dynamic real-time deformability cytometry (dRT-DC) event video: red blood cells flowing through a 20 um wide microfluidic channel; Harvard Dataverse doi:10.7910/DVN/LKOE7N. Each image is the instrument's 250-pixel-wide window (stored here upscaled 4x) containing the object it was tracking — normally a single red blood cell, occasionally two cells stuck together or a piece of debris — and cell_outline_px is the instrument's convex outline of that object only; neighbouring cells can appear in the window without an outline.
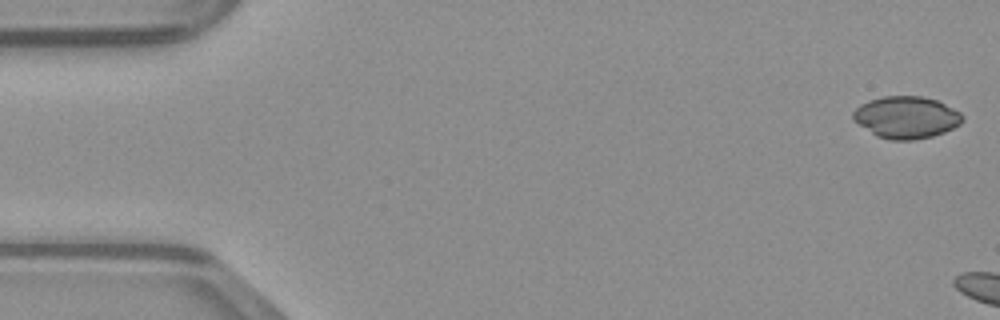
{"species": "common noctule bat (a hibernating species)", "species_latin": "Nyctalus noctula", "temperature_condition": "warm", "stored_images_in_passage": 6, "camera_frame_rate_fps": 3000, "um_per_image_px": 0.085, "animal": {"sex": "male", "body_mass_g": 23.1, "forearm_length_mm": 52.7}, "frame": {"image": 1, "passage_image": 1, "time_ms": 0.0, "image_size_px": [1000, 320], "cell_outline_px": [[964, 120], [960, 124], [944, 132], [932, 136], [912, 140], [888, 140], [876, 136], [852, 120], [852, 112], [860, 104], [868, 100], [884, 96], [924, 96], [936, 100], [960, 112], [964, 116]], "centroid_in_image_um": [77.01, 9.97], "position_along_channel_um": 8.0, "area_um2": 26.93}}